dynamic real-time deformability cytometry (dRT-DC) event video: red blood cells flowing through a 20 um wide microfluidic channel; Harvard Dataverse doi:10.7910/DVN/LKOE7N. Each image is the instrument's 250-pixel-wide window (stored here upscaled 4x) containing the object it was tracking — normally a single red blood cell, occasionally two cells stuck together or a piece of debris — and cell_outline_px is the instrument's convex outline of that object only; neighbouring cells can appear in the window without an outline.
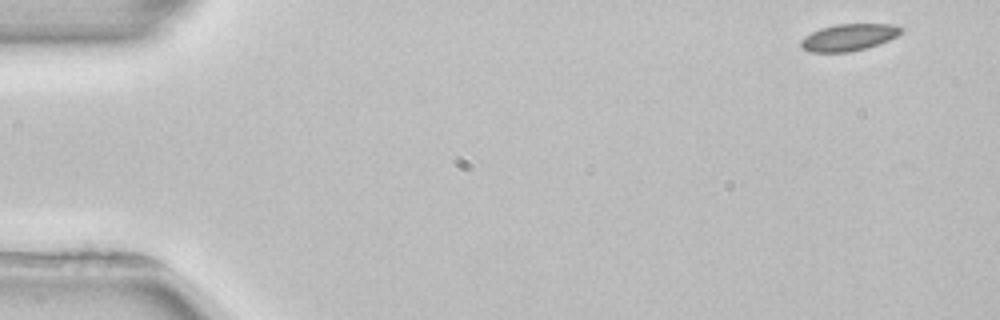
{"species": "common noctule bat (a hibernating species)", "species_latin": "Nyctalus noctula", "temperature_condition": "room temperature", "stored_images_in_passage": 4, "camera_frame_rate_fps": 3000, "um_per_image_px": 0.085, "animal": {"sex": "female", "body_mass_g": 22.7, "forearm_length_mm": 54.2}, "frame": {"image": 1, "passage_image": 1, "time_ms": 0.0, "image_size_px": [1000, 320], "cell_outline_px": [[904, 28], [896, 36], [888, 40], [864, 48], [848, 52], [808, 52], [800, 48], [800, 40], [804, 36], [820, 28], [836, 24], [896, 24]], "centroid_in_image_um": [72.09, 3.17], "position_along_channel_um": 12.9, "area_um2": 15.66}}
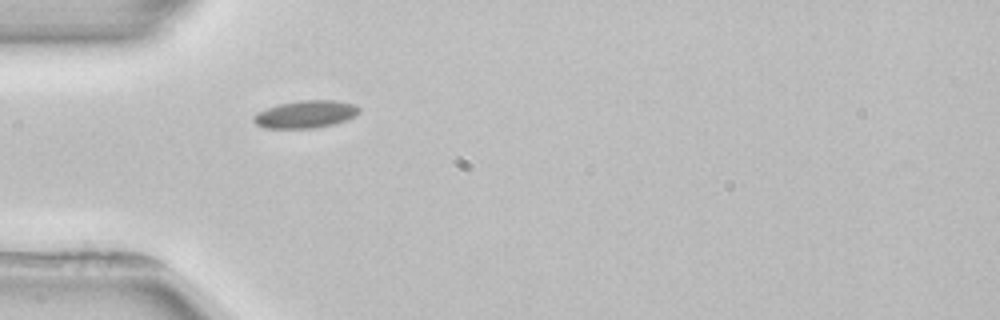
{"frame": {"image": 2, "passage_image": 4, "time_ms": 4.333, "image_size_px": [1000, 320], "cell_outline_px": [[360, 112], [356, 116], [348, 120], [336, 124], [316, 128], [264, 128], [256, 124], [252, 120], [252, 116], [256, 112], [280, 104], [300, 100], [336, 100], [356, 104], [360, 108]], "centroid_in_image_um": [26.02, 9.71], "position_along_channel_um": 59.0, "area_um2": 17.22}}